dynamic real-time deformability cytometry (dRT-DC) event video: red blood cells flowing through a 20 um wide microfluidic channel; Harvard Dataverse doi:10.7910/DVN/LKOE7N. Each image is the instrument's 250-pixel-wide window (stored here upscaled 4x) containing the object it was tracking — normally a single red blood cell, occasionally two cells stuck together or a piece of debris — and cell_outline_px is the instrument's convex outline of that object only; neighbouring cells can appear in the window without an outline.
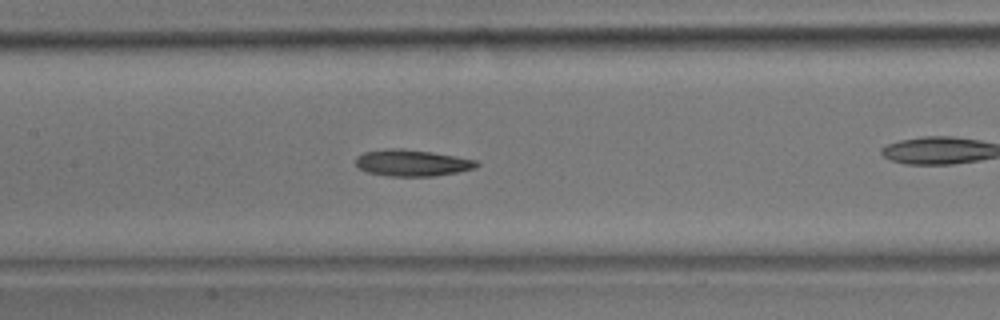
{"species": "common noctule bat (a hibernating species)", "species_latin": "Nyctalus noctula", "temperature_condition": "room temperature", "stored_images_in_passage": 36, "camera_frame_rate_fps": 3000, "um_per_image_px": 0.085, "animal": {"sex": "male", "body_mass_g": 17.9}, "frame": {"image": 1, "passage_image": 21, "time_ms": 6.667, "image_size_px": [1000, 320], "cell_outline_px": [[480, 164], [476, 168], [460, 172], [432, 176], [388, 176], [368, 172], [360, 168], [356, 164], [356, 156], [364, 152], [388, 148], [400, 148], [432, 152], [476, 160]], "centroid_in_image_um": [35.04, 13.84], "position_along_channel_um": 172.4, "area_um2": 18.67}}
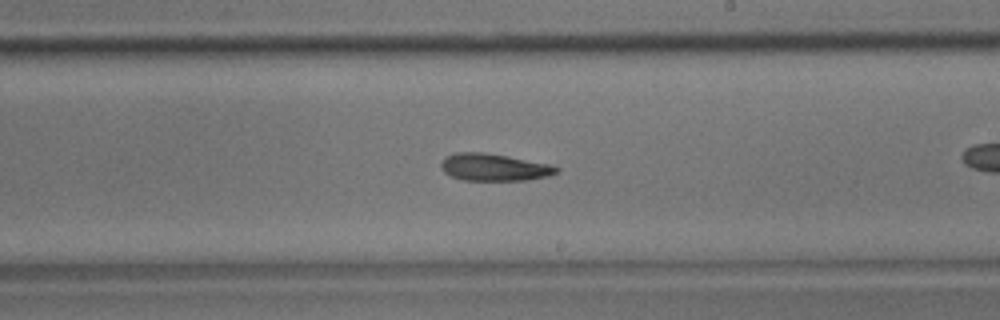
{"frame": {"image": 2, "passage_image": 26, "time_ms": 8.333, "image_size_px": [1000, 320], "cell_outline_px": [[560, 168], [556, 172], [548, 176], [528, 180], [460, 180], [444, 172], [440, 168], [440, 164], [448, 156], [456, 152], [484, 152], [508, 156], [552, 164]], "centroid_in_image_um": [42.01, 14.22], "position_along_channel_um": 247.0, "area_um2": 18.32}}
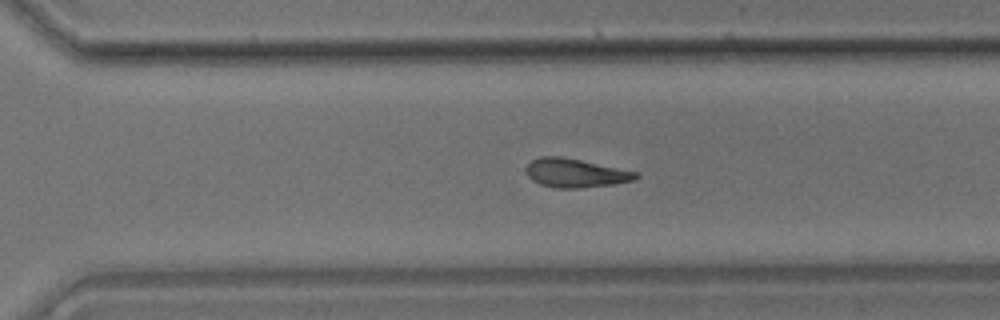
{"frame": {"image": 3, "passage_image": 31, "time_ms": 10.0, "image_size_px": [1000, 320], "cell_outline_px": [[640, 176], [636, 180], [612, 184], [576, 188], [556, 188], [540, 184], [532, 180], [528, 176], [528, 164], [532, 160], [540, 156], [560, 156], [640, 172]], "centroid_in_image_um": [48.96, 14.7], "position_along_channel_um": 321.6, "area_um2": 18.26}}